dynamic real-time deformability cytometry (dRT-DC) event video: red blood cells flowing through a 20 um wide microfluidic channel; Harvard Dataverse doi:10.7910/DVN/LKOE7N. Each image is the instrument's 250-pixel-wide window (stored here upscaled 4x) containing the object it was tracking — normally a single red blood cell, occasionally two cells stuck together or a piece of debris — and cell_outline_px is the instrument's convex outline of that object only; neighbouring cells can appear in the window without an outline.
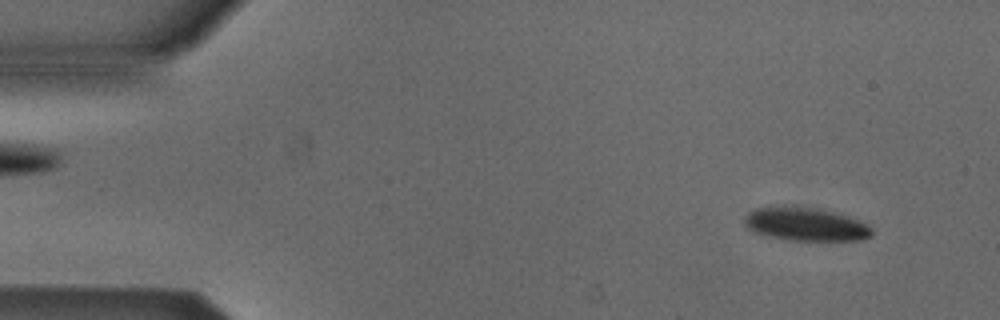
{"species": "Egyptian fruit bat (a non-hibernating species)", "species_latin": "Rousettus aegyptiacus", "temperature_condition": "cold", "stored_images_in_passage": 52, "camera_frame_rate_fps": 3000, "um_per_image_px": 0.085, "animal": {"sex": "male"}, "frame": {"image": 1, "passage_image": 4, "time_ms": 1.0, "image_size_px": [1000, 320], "cell_outline_px": [[872, 236], [860, 240], [788, 240], [768, 236], [756, 232], [748, 228], [744, 224], [744, 216], [748, 212], [756, 208], [792, 204], [832, 212], [848, 216], [868, 224], [872, 228]], "centroid_in_image_um": [68.45, 19.04], "position_along_channel_um": 16.6, "area_um2": 24.91}}
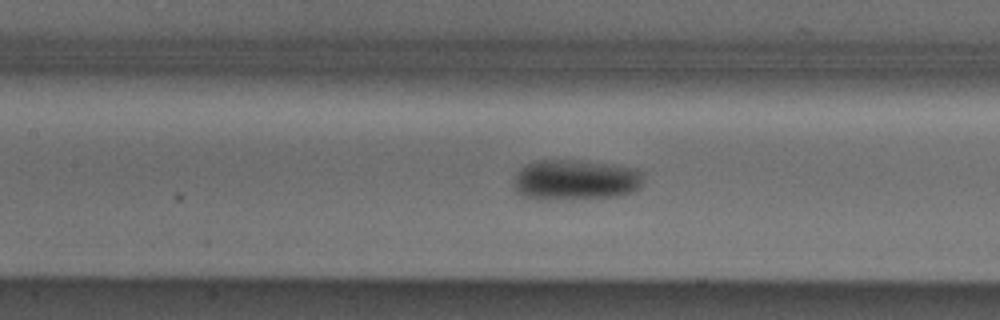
{"frame": {"image": 2, "passage_image": 23, "time_ms": 7.333, "image_size_px": [1000, 320], "cell_outline_px": [[640, 188], [632, 192], [616, 196], [520, 196], [516, 192], [512, 184], [512, 180], [516, 172], [520, 168], [528, 164], [540, 160], [572, 160], [604, 164], [632, 168], [640, 172]], "centroid_in_image_um": [48.84, 15.24], "position_along_channel_um": 158.6, "area_um2": 28.9}}
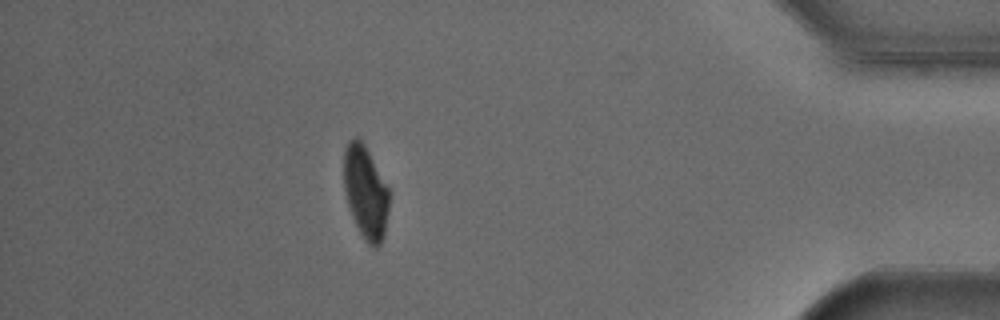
{"frame": {"image": 3, "passage_image": 46, "time_ms": 15.0, "image_size_px": [1000, 320], "cell_outline_px": [[388, 212], [384, 236], [380, 244], [376, 248], [368, 244], [364, 240], [348, 208], [344, 188], [344, 148], [348, 140], [356, 136], [364, 144], [388, 188]], "centroid_in_image_um": [31.05, 16.35], "position_along_channel_um": 404.1, "area_um2": 24.33}, "authors_computed_cell_mechanics": {"area_um2": 26.3279, "velocity_mm_per_s": 3.8453, "shape_relaxation_time_tau1_ms": 7.1913, "shape_relaxation_time_tau2_ms": null, "deformation_change_tau1": 0.1851, "deformation_change_tau2": null}}